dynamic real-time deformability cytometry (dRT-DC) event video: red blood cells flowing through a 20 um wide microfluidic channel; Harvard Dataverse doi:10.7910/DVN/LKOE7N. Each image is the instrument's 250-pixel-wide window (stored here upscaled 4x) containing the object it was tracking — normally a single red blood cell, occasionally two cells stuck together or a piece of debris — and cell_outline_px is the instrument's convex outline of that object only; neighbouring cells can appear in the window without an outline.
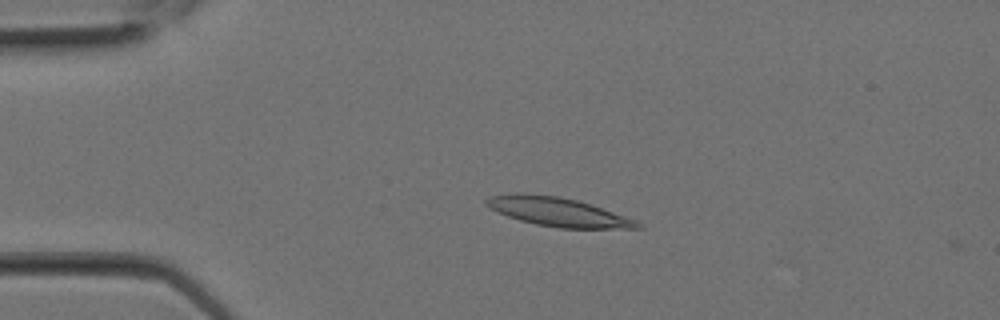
{"species": "Egyptian fruit bat (a non-hibernating species)", "species_latin": "Rousettus aegyptiacus", "temperature_condition": "room temperature", "stored_images_in_passage": 8, "camera_frame_rate_fps": 3000, "um_per_image_px": 0.085, "animal": {"sex": "female"}, "frame": {"image": 1, "passage_image": 3, "time_ms": 0.667, "image_size_px": [1000, 320], "cell_outline_px": [[644, 228], [560, 228], [536, 224], [520, 220], [496, 212], [488, 208], [484, 204], [484, 200], [488, 196], [516, 192], [524, 192], [560, 196], [576, 200], [636, 220], [644, 224]], "centroid_in_image_um": [47.34, 17.99], "position_along_channel_um": 37.7, "area_um2": 25.49}}
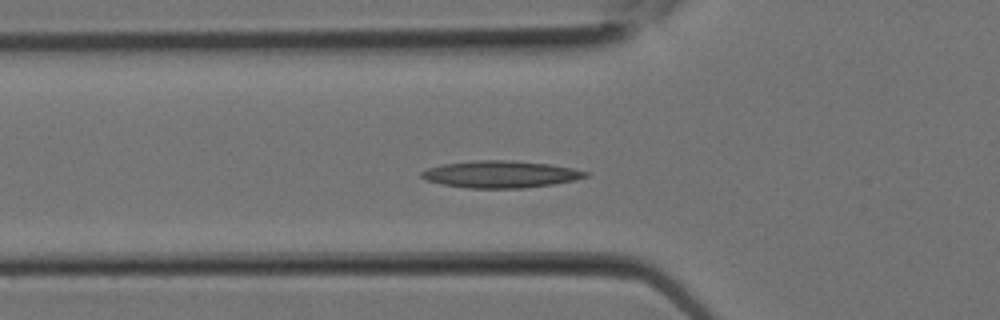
{"frame": {"image": 2, "passage_image": 6, "time_ms": 1.667, "image_size_px": [1000, 320], "cell_outline_px": [[588, 176], [576, 180], [552, 184], [524, 188], [468, 188], [444, 184], [424, 180], [420, 176], [420, 172], [428, 168], [440, 164], [476, 160], [508, 160], [548, 164], [572, 168], [588, 172]], "centroid_in_image_um": [42.51, 14.81], "position_along_channel_um": 83.3, "area_um2": 25.78}}
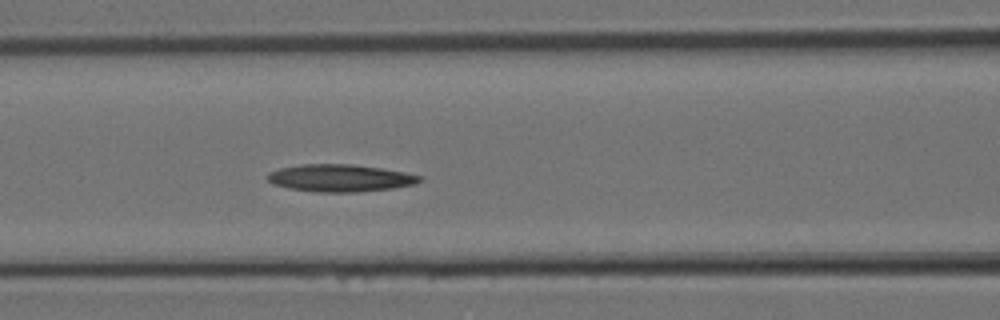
{"frame": {"image": 3, "passage_image": 8, "time_ms": 2.333, "image_size_px": [1000, 320], "cell_outline_px": [[424, 180], [416, 184], [392, 188], [356, 192], [316, 192], [288, 188], [272, 184], [268, 180], [268, 172], [280, 168], [304, 164], [352, 164], [380, 168], [404, 172], [424, 176]], "centroid_in_image_um": [28.94, 15.13], "position_along_channel_um": 137.7, "area_um2": 24.28}}